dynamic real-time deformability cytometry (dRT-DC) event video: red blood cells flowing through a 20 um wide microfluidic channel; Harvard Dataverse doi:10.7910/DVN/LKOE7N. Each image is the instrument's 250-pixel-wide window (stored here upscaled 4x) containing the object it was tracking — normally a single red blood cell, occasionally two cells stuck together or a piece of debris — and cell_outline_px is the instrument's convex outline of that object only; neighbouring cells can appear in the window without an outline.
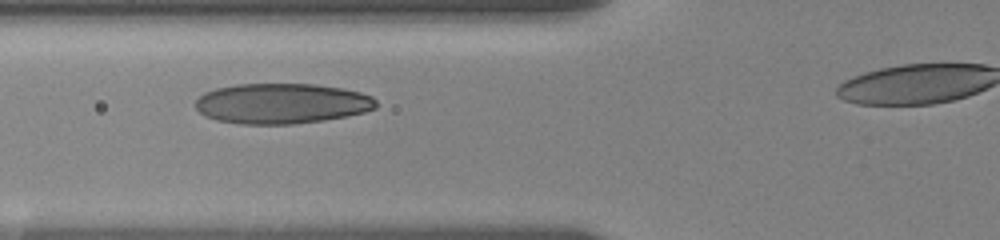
{"species": "human", "species_latin": "Homo sapiens", "temperature_condition": "room temperature", "stored_images_in_passage": 7, "camera_frame_rate_fps": 3000, "um_per_image_px": 0.085, "donor": {"sex": "female"}, "frame": {"image": 1, "passage_image": 6, "time_ms": 5.0, "image_size_px": [1000, 240], "cell_outline_px": [[376, 108], [364, 112], [348, 116], [324, 120], [292, 124], [240, 124], [216, 120], [204, 116], [196, 108], [196, 100], [204, 92], [216, 88], [236, 84], [316, 84], [340, 88], [360, 92], [372, 96], [376, 100]], "centroid_in_image_um": [23.93, 8.8], "position_along_channel_um": 101.9, "area_um2": 42.6}}